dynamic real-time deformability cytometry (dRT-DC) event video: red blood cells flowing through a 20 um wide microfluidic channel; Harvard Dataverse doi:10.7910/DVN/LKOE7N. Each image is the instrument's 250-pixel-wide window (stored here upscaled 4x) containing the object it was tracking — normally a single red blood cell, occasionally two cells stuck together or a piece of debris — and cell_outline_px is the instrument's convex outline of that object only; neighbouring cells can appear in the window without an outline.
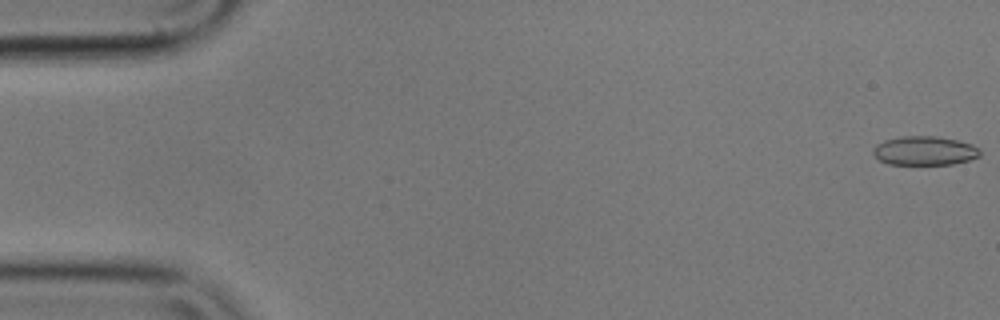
{"species": "common noctule bat (a hibernating species)", "species_latin": "Nyctalus noctula", "temperature_condition": "cold", "stored_images_in_passage": 58, "camera_frame_rate_fps": 3000, "um_per_image_px": 0.085, "animal": {"sex": "male", "body_mass_g": 17.9}, "frame": {"image": 1, "passage_image": 1, "time_ms": 0.0, "image_size_px": [1000, 320], "cell_outline_px": [[980, 156], [968, 160], [952, 164], [888, 164], [880, 160], [872, 152], [872, 148], [876, 144], [884, 140], [900, 136], [936, 136], [956, 140], [972, 144], [980, 148]], "centroid_in_image_um": [78.58, 12.8], "position_along_channel_um": 6.4, "area_um2": 18.09}}
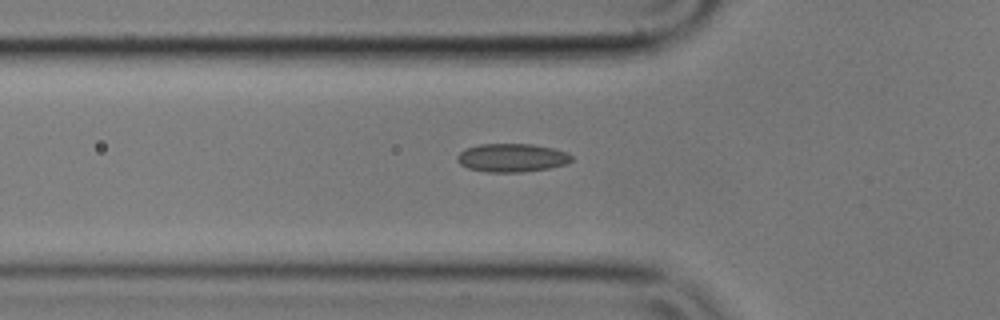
{"frame": {"image": 2, "passage_image": 19, "time_ms": 6.0, "image_size_px": [1000, 320], "cell_outline_px": [[572, 160], [568, 164], [548, 168], [520, 172], [484, 172], [468, 168], [460, 164], [456, 160], [456, 156], [464, 148], [480, 144], [532, 144], [552, 148], [568, 152], [572, 156]], "centroid_in_image_um": [43.49, 13.41], "position_along_channel_um": 82.3, "area_um2": 19.07}}
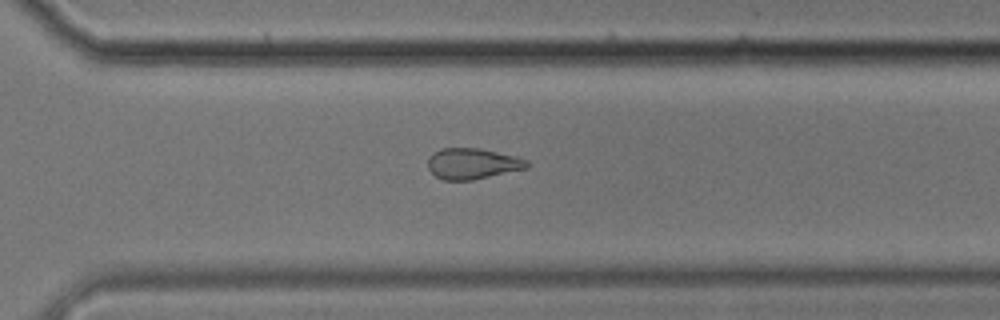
{"frame": {"image": 3, "passage_image": 40, "time_ms": 13.0, "image_size_px": [1000, 320], "cell_outline_px": [[532, 164], [528, 168], [472, 180], [444, 180], [436, 176], [428, 168], [428, 160], [432, 152], [444, 148], [480, 148], [516, 156], [528, 160]], "centroid_in_image_um": [40.2, 13.9], "position_along_channel_um": 330.4, "area_um2": 17.92}}